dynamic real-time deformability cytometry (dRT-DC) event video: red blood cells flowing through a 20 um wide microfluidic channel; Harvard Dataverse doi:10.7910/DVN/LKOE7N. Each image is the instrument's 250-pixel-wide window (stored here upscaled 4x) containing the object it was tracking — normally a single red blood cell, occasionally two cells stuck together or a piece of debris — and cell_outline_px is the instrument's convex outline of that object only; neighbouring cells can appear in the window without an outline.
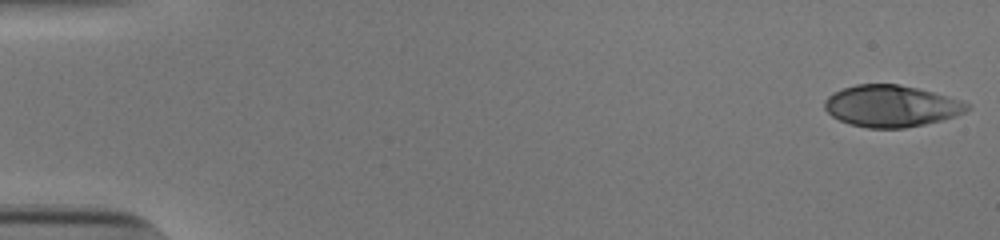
{"species": "human", "species_latin": "Homo sapiens", "temperature_condition": "cold", "stored_images_in_passage": 53, "camera_frame_rate_fps": 3000, "um_per_image_px": 0.085, "donor": {"sex": "male"}, "frame": {"image": 1, "passage_image": 1, "time_ms": 0.0, "image_size_px": [1000, 240], "cell_outline_px": [[972, 108], [956, 116], [924, 124], [904, 128], [868, 128], [852, 124], [840, 120], [832, 116], [824, 108], [824, 100], [832, 92], [856, 84], [900, 84], [932, 92], [960, 100], [968, 104]], "centroid_in_image_um": [75.73, 9.01], "position_along_channel_um": 9.3, "area_um2": 34.39}}
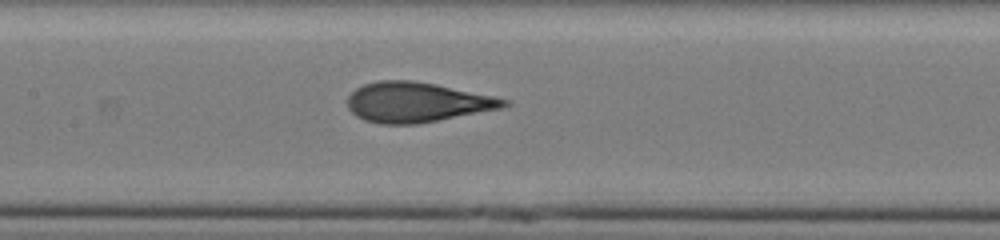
{"frame": {"image": 2, "passage_image": 26, "time_ms": 8.333, "image_size_px": [1000, 240], "cell_outline_px": [[508, 104], [500, 108], [416, 124], [380, 124], [364, 120], [356, 116], [348, 108], [348, 96], [356, 88], [364, 84], [380, 80], [412, 80], [436, 84], [492, 96], [508, 100]], "centroid_in_image_um": [35.36, 8.68], "position_along_channel_um": 172.0, "area_um2": 35.95}}
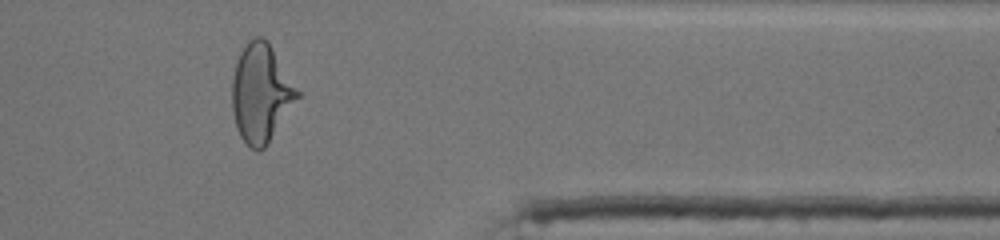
{"frame": {"image": 3, "passage_image": 44, "time_ms": 14.333, "image_size_px": [1000, 240], "cell_outline_px": [[304, 92], [268, 144], [264, 148], [256, 152], [240, 136], [236, 128], [232, 112], [232, 80], [236, 64], [240, 52], [248, 40], [256, 36], [264, 36], [268, 40]], "centroid_in_image_um": [22.25, 7.89], "position_along_channel_um": 389.1, "area_um2": 38.55}, "authors_computed_cell_mechanics": {"area_um2": 35.9516, "velocity_mm_per_s": 3.8747, "shape_relaxation_time_tau1_ms": 7.6149, "shape_relaxation_time_tau2_ms": 0.7813, "deformation_change_tau1": 0.2789, "deformation_change_tau2": 0.0813}}